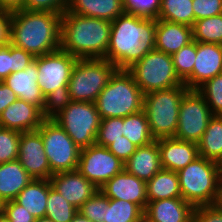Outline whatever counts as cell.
Segmentation results:
<instances>
[{
    "label": "cell",
    "mask_w": 222,
    "mask_h": 222,
    "mask_svg": "<svg viewBox=\"0 0 222 222\" xmlns=\"http://www.w3.org/2000/svg\"><path fill=\"white\" fill-rule=\"evenodd\" d=\"M195 21L222 14V0H192Z\"/></svg>",
    "instance_id": "cell-42"
},
{
    "label": "cell",
    "mask_w": 222,
    "mask_h": 222,
    "mask_svg": "<svg viewBox=\"0 0 222 222\" xmlns=\"http://www.w3.org/2000/svg\"><path fill=\"white\" fill-rule=\"evenodd\" d=\"M52 174L77 170L80 150L62 127L54 120L45 119L37 129Z\"/></svg>",
    "instance_id": "cell-10"
},
{
    "label": "cell",
    "mask_w": 222,
    "mask_h": 222,
    "mask_svg": "<svg viewBox=\"0 0 222 222\" xmlns=\"http://www.w3.org/2000/svg\"><path fill=\"white\" fill-rule=\"evenodd\" d=\"M124 169L144 182L152 179L162 169L157 140L138 147L124 163Z\"/></svg>",
    "instance_id": "cell-23"
},
{
    "label": "cell",
    "mask_w": 222,
    "mask_h": 222,
    "mask_svg": "<svg viewBox=\"0 0 222 222\" xmlns=\"http://www.w3.org/2000/svg\"><path fill=\"white\" fill-rule=\"evenodd\" d=\"M188 90L183 84L144 94L143 110L154 140L175 136L180 102Z\"/></svg>",
    "instance_id": "cell-5"
},
{
    "label": "cell",
    "mask_w": 222,
    "mask_h": 222,
    "mask_svg": "<svg viewBox=\"0 0 222 222\" xmlns=\"http://www.w3.org/2000/svg\"><path fill=\"white\" fill-rule=\"evenodd\" d=\"M116 70L105 58L77 59L67 85L72 101L95 103Z\"/></svg>",
    "instance_id": "cell-7"
},
{
    "label": "cell",
    "mask_w": 222,
    "mask_h": 222,
    "mask_svg": "<svg viewBox=\"0 0 222 222\" xmlns=\"http://www.w3.org/2000/svg\"><path fill=\"white\" fill-rule=\"evenodd\" d=\"M123 136L137 147L154 141L144 110L123 117Z\"/></svg>",
    "instance_id": "cell-29"
},
{
    "label": "cell",
    "mask_w": 222,
    "mask_h": 222,
    "mask_svg": "<svg viewBox=\"0 0 222 222\" xmlns=\"http://www.w3.org/2000/svg\"><path fill=\"white\" fill-rule=\"evenodd\" d=\"M20 134L0 127V164L18 159Z\"/></svg>",
    "instance_id": "cell-38"
},
{
    "label": "cell",
    "mask_w": 222,
    "mask_h": 222,
    "mask_svg": "<svg viewBox=\"0 0 222 222\" xmlns=\"http://www.w3.org/2000/svg\"><path fill=\"white\" fill-rule=\"evenodd\" d=\"M197 91L204 97L213 115L222 116V73L206 81Z\"/></svg>",
    "instance_id": "cell-34"
},
{
    "label": "cell",
    "mask_w": 222,
    "mask_h": 222,
    "mask_svg": "<svg viewBox=\"0 0 222 222\" xmlns=\"http://www.w3.org/2000/svg\"><path fill=\"white\" fill-rule=\"evenodd\" d=\"M199 156L215 161L222 154V116L214 115L198 143Z\"/></svg>",
    "instance_id": "cell-28"
},
{
    "label": "cell",
    "mask_w": 222,
    "mask_h": 222,
    "mask_svg": "<svg viewBox=\"0 0 222 222\" xmlns=\"http://www.w3.org/2000/svg\"><path fill=\"white\" fill-rule=\"evenodd\" d=\"M35 222H54L52 219H49L47 217H41V218H36Z\"/></svg>",
    "instance_id": "cell-54"
},
{
    "label": "cell",
    "mask_w": 222,
    "mask_h": 222,
    "mask_svg": "<svg viewBox=\"0 0 222 222\" xmlns=\"http://www.w3.org/2000/svg\"><path fill=\"white\" fill-rule=\"evenodd\" d=\"M222 73V45L196 42L192 73L183 81L189 90H197L206 81Z\"/></svg>",
    "instance_id": "cell-15"
},
{
    "label": "cell",
    "mask_w": 222,
    "mask_h": 222,
    "mask_svg": "<svg viewBox=\"0 0 222 222\" xmlns=\"http://www.w3.org/2000/svg\"><path fill=\"white\" fill-rule=\"evenodd\" d=\"M162 169L178 172L199 157L198 144L174 137L157 140Z\"/></svg>",
    "instance_id": "cell-19"
},
{
    "label": "cell",
    "mask_w": 222,
    "mask_h": 222,
    "mask_svg": "<svg viewBox=\"0 0 222 222\" xmlns=\"http://www.w3.org/2000/svg\"><path fill=\"white\" fill-rule=\"evenodd\" d=\"M144 94L127 70H116L95 102L101 119L126 117L143 110Z\"/></svg>",
    "instance_id": "cell-4"
},
{
    "label": "cell",
    "mask_w": 222,
    "mask_h": 222,
    "mask_svg": "<svg viewBox=\"0 0 222 222\" xmlns=\"http://www.w3.org/2000/svg\"><path fill=\"white\" fill-rule=\"evenodd\" d=\"M34 60H35V57L32 54L13 45L12 73L16 71L24 70Z\"/></svg>",
    "instance_id": "cell-47"
},
{
    "label": "cell",
    "mask_w": 222,
    "mask_h": 222,
    "mask_svg": "<svg viewBox=\"0 0 222 222\" xmlns=\"http://www.w3.org/2000/svg\"><path fill=\"white\" fill-rule=\"evenodd\" d=\"M70 222H92V221L83 216L80 212H77Z\"/></svg>",
    "instance_id": "cell-52"
},
{
    "label": "cell",
    "mask_w": 222,
    "mask_h": 222,
    "mask_svg": "<svg viewBox=\"0 0 222 222\" xmlns=\"http://www.w3.org/2000/svg\"><path fill=\"white\" fill-rule=\"evenodd\" d=\"M69 0H25L24 10L63 14Z\"/></svg>",
    "instance_id": "cell-41"
},
{
    "label": "cell",
    "mask_w": 222,
    "mask_h": 222,
    "mask_svg": "<svg viewBox=\"0 0 222 222\" xmlns=\"http://www.w3.org/2000/svg\"><path fill=\"white\" fill-rule=\"evenodd\" d=\"M17 100L15 92L7 86L4 82L0 81V115L10 104Z\"/></svg>",
    "instance_id": "cell-49"
},
{
    "label": "cell",
    "mask_w": 222,
    "mask_h": 222,
    "mask_svg": "<svg viewBox=\"0 0 222 222\" xmlns=\"http://www.w3.org/2000/svg\"><path fill=\"white\" fill-rule=\"evenodd\" d=\"M192 4V0H161L158 19L192 27L195 22Z\"/></svg>",
    "instance_id": "cell-30"
},
{
    "label": "cell",
    "mask_w": 222,
    "mask_h": 222,
    "mask_svg": "<svg viewBox=\"0 0 222 222\" xmlns=\"http://www.w3.org/2000/svg\"><path fill=\"white\" fill-rule=\"evenodd\" d=\"M72 102L68 86H60L47 96H45L44 109L42 111L44 119H53Z\"/></svg>",
    "instance_id": "cell-36"
},
{
    "label": "cell",
    "mask_w": 222,
    "mask_h": 222,
    "mask_svg": "<svg viewBox=\"0 0 222 222\" xmlns=\"http://www.w3.org/2000/svg\"><path fill=\"white\" fill-rule=\"evenodd\" d=\"M0 222H11L10 219L4 214H0Z\"/></svg>",
    "instance_id": "cell-55"
},
{
    "label": "cell",
    "mask_w": 222,
    "mask_h": 222,
    "mask_svg": "<svg viewBox=\"0 0 222 222\" xmlns=\"http://www.w3.org/2000/svg\"><path fill=\"white\" fill-rule=\"evenodd\" d=\"M140 222H154V221L148 219L145 215H143V217H142Z\"/></svg>",
    "instance_id": "cell-56"
},
{
    "label": "cell",
    "mask_w": 222,
    "mask_h": 222,
    "mask_svg": "<svg viewBox=\"0 0 222 222\" xmlns=\"http://www.w3.org/2000/svg\"><path fill=\"white\" fill-rule=\"evenodd\" d=\"M146 195L148 202L182 198L178 173L161 169L152 179L146 182Z\"/></svg>",
    "instance_id": "cell-27"
},
{
    "label": "cell",
    "mask_w": 222,
    "mask_h": 222,
    "mask_svg": "<svg viewBox=\"0 0 222 222\" xmlns=\"http://www.w3.org/2000/svg\"><path fill=\"white\" fill-rule=\"evenodd\" d=\"M3 205H4V202L0 199V214L3 213Z\"/></svg>",
    "instance_id": "cell-57"
},
{
    "label": "cell",
    "mask_w": 222,
    "mask_h": 222,
    "mask_svg": "<svg viewBox=\"0 0 222 222\" xmlns=\"http://www.w3.org/2000/svg\"><path fill=\"white\" fill-rule=\"evenodd\" d=\"M38 85L44 96L60 86H67L77 58L62 49L35 57Z\"/></svg>",
    "instance_id": "cell-13"
},
{
    "label": "cell",
    "mask_w": 222,
    "mask_h": 222,
    "mask_svg": "<svg viewBox=\"0 0 222 222\" xmlns=\"http://www.w3.org/2000/svg\"><path fill=\"white\" fill-rule=\"evenodd\" d=\"M99 190L109 199L132 202L143 211L148 203L146 182L129 174L125 169L107 181Z\"/></svg>",
    "instance_id": "cell-16"
},
{
    "label": "cell",
    "mask_w": 222,
    "mask_h": 222,
    "mask_svg": "<svg viewBox=\"0 0 222 222\" xmlns=\"http://www.w3.org/2000/svg\"><path fill=\"white\" fill-rule=\"evenodd\" d=\"M156 19L121 14L111 22L109 46L104 57L117 70H127L155 49Z\"/></svg>",
    "instance_id": "cell-1"
},
{
    "label": "cell",
    "mask_w": 222,
    "mask_h": 222,
    "mask_svg": "<svg viewBox=\"0 0 222 222\" xmlns=\"http://www.w3.org/2000/svg\"><path fill=\"white\" fill-rule=\"evenodd\" d=\"M137 148L138 147L136 145L124 136L115 140L107 147V149L123 163H125L135 153Z\"/></svg>",
    "instance_id": "cell-44"
},
{
    "label": "cell",
    "mask_w": 222,
    "mask_h": 222,
    "mask_svg": "<svg viewBox=\"0 0 222 222\" xmlns=\"http://www.w3.org/2000/svg\"><path fill=\"white\" fill-rule=\"evenodd\" d=\"M124 169V163L107 147L93 144L80 150L77 171L100 189Z\"/></svg>",
    "instance_id": "cell-12"
},
{
    "label": "cell",
    "mask_w": 222,
    "mask_h": 222,
    "mask_svg": "<svg viewBox=\"0 0 222 222\" xmlns=\"http://www.w3.org/2000/svg\"><path fill=\"white\" fill-rule=\"evenodd\" d=\"M65 12L110 22L125 13L123 0H69Z\"/></svg>",
    "instance_id": "cell-24"
},
{
    "label": "cell",
    "mask_w": 222,
    "mask_h": 222,
    "mask_svg": "<svg viewBox=\"0 0 222 222\" xmlns=\"http://www.w3.org/2000/svg\"><path fill=\"white\" fill-rule=\"evenodd\" d=\"M192 41V27L156 19L155 50L172 55Z\"/></svg>",
    "instance_id": "cell-22"
},
{
    "label": "cell",
    "mask_w": 222,
    "mask_h": 222,
    "mask_svg": "<svg viewBox=\"0 0 222 222\" xmlns=\"http://www.w3.org/2000/svg\"><path fill=\"white\" fill-rule=\"evenodd\" d=\"M3 213L10 219L11 222H35L34 217L30 212L18 204L15 200L5 202L3 205Z\"/></svg>",
    "instance_id": "cell-43"
},
{
    "label": "cell",
    "mask_w": 222,
    "mask_h": 222,
    "mask_svg": "<svg viewBox=\"0 0 222 222\" xmlns=\"http://www.w3.org/2000/svg\"><path fill=\"white\" fill-rule=\"evenodd\" d=\"M17 160L32 179H50L53 175L45 154L44 143L38 130L20 134Z\"/></svg>",
    "instance_id": "cell-14"
},
{
    "label": "cell",
    "mask_w": 222,
    "mask_h": 222,
    "mask_svg": "<svg viewBox=\"0 0 222 222\" xmlns=\"http://www.w3.org/2000/svg\"><path fill=\"white\" fill-rule=\"evenodd\" d=\"M78 212L72 204L68 203L51 185L48 195L45 217L54 222H70Z\"/></svg>",
    "instance_id": "cell-33"
},
{
    "label": "cell",
    "mask_w": 222,
    "mask_h": 222,
    "mask_svg": "<svg viewBox=\"0 0 222 222\" xmlns=\"http://www.w3.org/2000/svg\"><path fill=\"white\" fill-rule=\"evenodd\" d=\"M123 136V118L111 117L101 119L95 144L108 147Z\"/></svg>",
    "instance_id": "cell-37"
},
{
    "label": "cell",
    "mask_w": 222,
    "mask_h": 222,
    "mask_svg": "<svg viewBox=\"0 0 222 222\" xmlns=\"http://www.w3.org/2000/svg\"><path fill=\"white\" fill-rule=\"evenodd\" d=\"M50 182L52 187L76 209L99 190L77 170L53 174Z\"/></svg>",
    "instance_id": "cell-17"
},
{
    "label": "cell",
    "mask_w": 222,
    "mask_h": 222,
    "mask_svg": "<svg viewBox=\"0 0 222 222\" xmlns=\"http://www.w3.org/2000/svg\"><path fill=\"white\" fill-rule=\"evenodd\" d=\"M50 179H33L14 199L34 217H45Z\"/></svg>",
    "instance_id": "cell-26"
},
{
    "label": "cell",
    "mask_w": 222,
    "mask_h": 222,
    "mask_svg": "<svg viewBox=\"0 0 222 222\" xmlns=\"http://www.w3.org/2000/svg\"><path fill=\"white\" fill-rule=\"evenodd\" d=\"M177 173L185 201L194 207L213 205L222 182L215 161L199 156Z\"/></svg>",
    "instance_id": "cell-6"
},
{
    "label": "cell",
    "mask_w": 222,
    "mask_h": 222,
    "mask_svg": "<svg viewBox=\"0 0 222 222\" xmlns=\"http://www.w3.org/2000/svg\"><path fill=\"white\" fill-rule=\"evenodd\" d=\"M127 71L143 94L184 84L175 71L171 55L155 49L148 52Z\"/></svg>",
    "instance_id": "cell-8"
},
{
    "label": "cell",
    "mask_w": 222,
    "mask_h": 222,
    "mask_svg": "<svg viewBox=\"0 0 222 222\" xmlns=\"http://www.w3.org/2000/svg\"><path fill=\"white\" fill-rule=\"evenodd\" d=\"M11 13L0 10V44L10 43Z\"/></svg>",
    "instance_id": "cell-48"
},
{
    "label": "cell",
    "mask_w": 222,
    "mask_h": 222,
    "mask_svg": "<svg viewBox=\"0 0 222 222\" xmlns=\"http://www.w3.org/2000/svg\"><path fill=\"white\" fill-rule=\"evenodd\" d=\"M38 68L34 60L24 70L11 73L2 82L9 86L17 98L44 109L45 96L38 85Z\"/></svg>",
    "instance_id": "cell-20"
},
{
    "label": "cell",
    "mask_w": 222,
    "mask_h": 222,
    "mask_svg": "<svg viewBox=\"0 0 222 222\" xmlns=\"http://www.w3.org/2000/svg\"><path fill=\"white\" fill-rule=\"evenodd\" d=\"M213 116L204 97L197 90H188L180 102L174 138L198 144Z\"/></svg>",
    "instance_id": "cell-11"
},
{
    "label": "cell",
    "mask_w": 222,
    "mask_h": 222,
    "mask_svg": "<svg viewBox=\"0 0 222 222\" xmlns=\"http://www.w3.org/2000/svg\"><path fill=\"white\" fill-rule=\"evenodd\" d=\"M62 14L18 10L11 12L10 43L34 57L60 49Z\"/></svg>",
    "instance_id": "cell-2"
},
{
    "label": "cell",
    "mask_w": 222,
    "mask_h": 222,
    "mask_svg": "<svg viewBox=\"0 0 222 222\" xmlns=\"http://www.w3.org/2000/svg\"><path fill=\"white\" fill-rule=\"evenodd\" d=\"M216 168L218 170V174L222 179V154L221 156L216 160Z\"/></svg>",
    "instance_id": "cell-53"
},
{
    "label": "cell",
    "mask_w": 222,
    "mask_h": 222,
    "mask_svg": "<svg viewBox=\"0 0 222 222\" xmlns=\"http://www.w3.org/2000/svg\"><path fill=\"white\" fill-rule=\"evenodd\" d=\"M25 0H0V10L15 12L24 9Z\"/></svg>",
    "instance_id": "cell-50"
},
{
    "label": "cell",
    "mask_w": 222,
    "mask_h": 222,
    "mask_svg": "<svg viewBox=\"0 0 222 222\" xmlns=\"http://www.w3.org/2000/svg\"><path fill=\"white\" fill-rule=\"evenodd\" d=\"M13 44H0V81L12 73Z\"/></svg>",
    "instance_id": "cell-46"
},
{
    "label": "cell",
    "mask_w": 222,
    "mask_h": 222,
    "mask_svg": "<svg viewBox=\"0 0 222 222\" xmlns=\"http://www.w3.org/2000/svg\"><path fill=\"white\" fill-rule=\"evenodd\" d=\"M213 205L222 213V182L218 188L217 197L215 198Z\"/></svg>",
    "instance_id": "cell-51"
},
{
    "label": "cell",
    "mask_w": 222,
    "mask_h": 222,
    "mask_svg": "<svg viewBox=\"0 0 222 222\" xmlns=\"http://www.w3.org/2000/svg\"><path fill=\"white\" fill-rule=\"evenodd\" d=\"M42 111L35 105L17 98L0 115V127L19 132L35 131L44 121Z\"/></svg>",
    "instance_id": "cell-18"
},
{
    "label": "cell",
    "mask_w": 222,
    "mask_h": 222,
    "mask_svg": "<svg viewBox=\"0 0 222 222\" xmlns=\"http://www.w3.org/2000/svg\"><path fill=\"white\" fill-rule=\"evenodd\" d=\"M192 34L196 42L222 45V14L195 21Z\"/></svg>",
    "instance_id": "cell-32"
},
{
    "label": "cell",
    "mask_w": 222,
    "mask_h": 222,
    "mask_svg": "<svg viewBox=\"0 0 222 222\" xmlns=\"http://www.w3.org/2000/svg\"><path fill=\"white\" fill-rule=\"evenodd\" d=\"M194 206L183 198H170L147 203L144 215L154 222H192Z\"/></svg>",
    "instance_id": "cell-21"
},
{
    "label": "cell",
    "mask_w": 222,
    "mask_h": 222,
    "mask_svg": "<svg viewBox=\"0 0 222 222\" xmlns=\"http://www.w3.org/2000/svg\"><path fill=\"white\" fill-rule=\"evenodd\" d=\"M111 22L64 12L60 49L77 59L104 58L109 46Z\"/></svg>",
    "instance_id": "cell-3"
},
{
    "label": "cell",
    "mask_w": 222,
    "mask_h": 222,
    "mask_svg": "<svg viewBox=\"0 0 222 222\" xmlns=\"http://www.w3.org/2000/svg\"><path fill=\"white\" fill-rule=\"evenodd\" d=\"M108 205L109 198L98 190L78 209V212L92 222H104L105 207Z\"/></svg>",
    "instance_id": "cell-39"
},
{
    "label": "cell",
    "mask_w": 222,
    "mask_h": 222,
    "mask_svg": "<svg viewBox=\"0 0 222 222\" xmlns=\"http://www.w3.org/2000/svg\"><path fill=\"white\" fill-rule=\"evenodd\" d=\"M123 7L127 14L158 19L161 0H123Z\"/></svg>",
    "instance_id": "cell-40"
},
{
    "label": "cell",
    "mask_w": 222,
    "mask_h": 222,
    "mask_svg": "<svg viewBox=\"0 0 222 222\" xmlns=\"http://www.w3.org/2000/svg\"><path fill=\"white\" fill-rule=\"evenodd\" d=\"M192 222H222V213L214 205L196 206Z\"/></svg>",
    "instance_id": "cell-45"
},
{
    "label": "cell",
    "mask_w": 222,
    "mask_h": 222,
    "mask_svg": "<svg viewBox=\"0 0 222 222\" xmlns=\"http://www.w3.org/2000/svg\"><path fill=\"white\" fill-rule=\"evenodd\" d=\"M144 211L129 201L109 199L105 207L104 222H140Z\"/></svg>",
    "instance_id": "cell-31"
},
{
    "label": "cell",
    "mask_w": 222,
    "mask_h": 222,
    "mask_svg": "<svg viewBox=\"0 0 222 222\" xmlns=\"http://www.w3.org/2000/svg\"><path fill=\"white\" fill-rule=\"evenodd\" d=\"M178 77L184 81L193 71L196 59V41H192L171 55Z\"/></svg>",
    "instance_id": "cell-35"
},
{
    "label": "cell",
    "mask_w": 222,
    "mask_h": 222,
    "mask_svg": "<svg viewBox=\"0 0 222 222\" xmlns=\"http://www.w3.org/2000/svg\"><path fill=\"white\" fill-rule=\"evenodd\" d=\"M52 120L64 129L79 149L95 144L101 123L95 103L72 101Z\"/></svg>",
    "instance_id": "cell-9"
},
{
    "label": "cell",
    "mask_w": 222,
    "mask_h": 222,
    "mask_svg": "<svg viewBox=\"0 0 222 222\" xmlns=\"http://www.w3.org/2000/svg\"><path fill=\"white\" fill-rule=\"evenodd\" d=\"M32 180L18 160L0 164V199L14 200Z\"/></svg>",
    "instance_id": "cell-25"
}]
</instances>
